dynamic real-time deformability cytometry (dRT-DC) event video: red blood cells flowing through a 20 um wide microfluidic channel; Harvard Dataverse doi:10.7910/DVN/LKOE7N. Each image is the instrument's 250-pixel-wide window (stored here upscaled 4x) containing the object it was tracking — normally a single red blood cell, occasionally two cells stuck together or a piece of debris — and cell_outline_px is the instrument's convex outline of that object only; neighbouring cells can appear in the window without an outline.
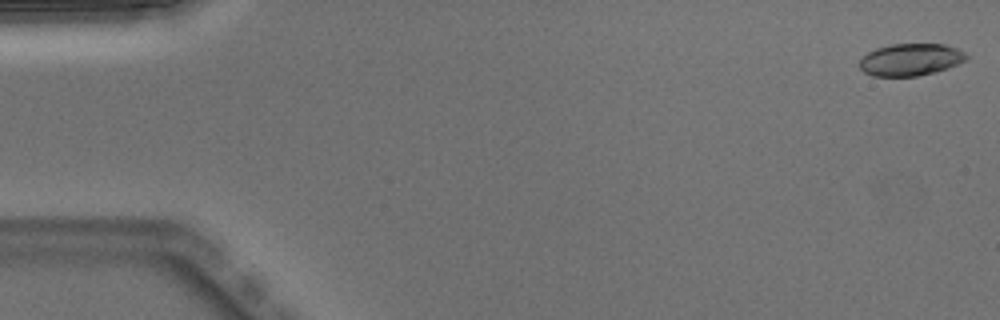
{"species": "Egyptian fruit bat (a non-hibernating species)", "species_latin": "Rousettus aegyptiacus", "temperature_condition": "warm", "stored_images_in_passage": 50, "camera_frame_rate_fps": 3000, "um_per_image_px": 0.085, "animal": {"sex": "male"}, "frame": {"image": 1, "passage_image": 1, "time_ms": 0.0, "image_size_px": [1000, 320], "cell_outline_px": [[968, 60], [948, 68], [936, 72], [916, 76], [872, 76], [864, 72], [860, 68], [860, 60], [868, 52], [876, 48], [892, 44], [944, 44], [956, 48], [964, 52], [968, 56]], "centroid_in_image_um": [77.42, 5.07], "position_along_channel_um": 7.6, "area_um2": 20.06}}
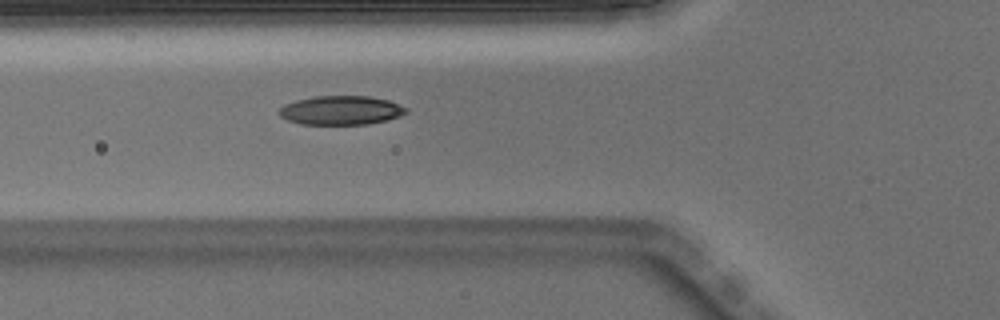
{"frame": {"image": 2, "passage_image": 18, "time_ms": 5.667, "image_size_px": [1000, 320], "cell_outline_px": [[408, 112], [400, 116], [368, 124], [300, 124], [288, 120], [280, 116], [276, 112], [284, 104], [296, 100], [312, 96], [368, 96], [388, 100], [408, 108]], "centroid_in_image_um": [28.95, 9.37], "position_along_channel_um": 96.8, "area_um2": 21.5}}
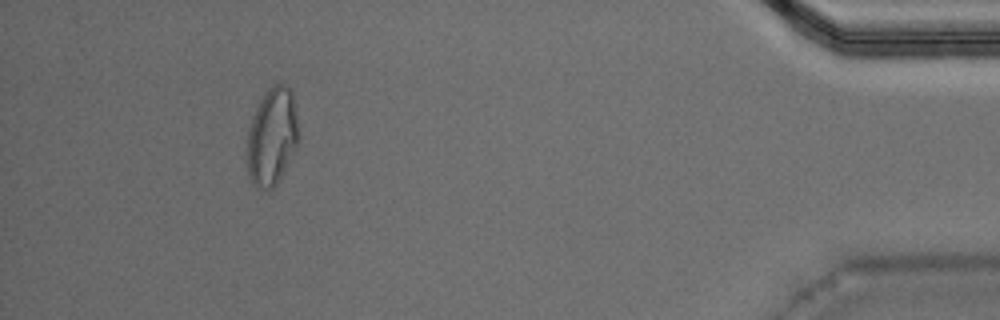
{"frame": {"image": 3, "passage_image": 46, "time_ms": 15.0, "image_size_px": [1000, 320], "cell_outline_px": [[300, 136], [284, 172], [276, 184], [268, 192], [252, 184], [248, 176], [248, 128], [252, 116], [264, 92], [272, 84], [284, 84], [292, 92]], "centroid_in_image_um": [23.12, 11.62], "position_along_channel_um": 412.1, "area_um2": 29.3}, "authors_computed_cell_mechanics": {"area_um2": 21.2415, "velocity_mm_per_s": 4.0175, "shape_relaxation_time_tau1_ms": null, "shape_relaxation_time_tau2_ms": 3.0039, "deformation_change_tau1": null, "deformation_change_tau2": 0.0812}}